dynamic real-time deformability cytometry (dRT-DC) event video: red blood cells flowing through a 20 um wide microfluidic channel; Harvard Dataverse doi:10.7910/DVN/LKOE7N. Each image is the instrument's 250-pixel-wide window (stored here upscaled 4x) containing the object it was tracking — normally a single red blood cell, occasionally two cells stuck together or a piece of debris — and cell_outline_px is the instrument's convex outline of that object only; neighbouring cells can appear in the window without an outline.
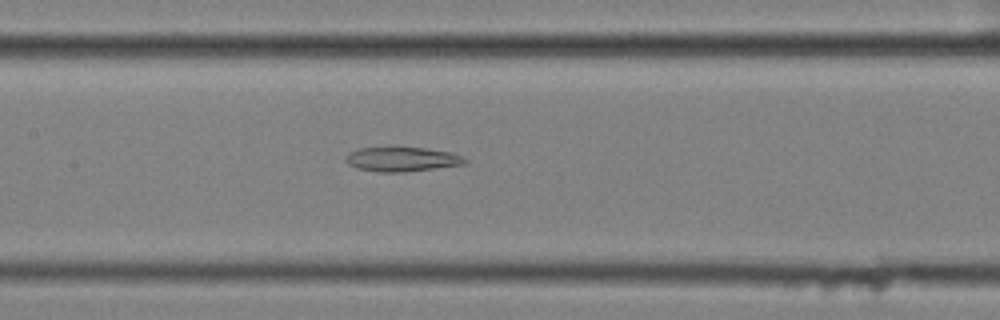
{"species": "common noctule bat (a hibernating species)", "species_latin": "Nyctalus noctula", "temperature_condition": "cold", "stored_images_in_passage": 47, "camera_frame_rate_fps": 3000, "um_per_image_px": 0.085, "animal": {"sex": "female", "body_mass_g": 25.1}, "frame": {"image": 1, "passage_image": 16, "time_ms": 5.0, "image_size_px": [1000, 320], "cell_outline_px": [[468, 160], [464, 164], [408, 172], [376, 172], [356, 168], [348, 164], [344, 160], [344, 156], [348, 152], [360, 148], [388, 144], [424, 148], [448, 152], [460, 156]], "centroid_in_image_um": [34.04, 13.5], "position_along_channel_um": 173.4, "area_um2": 17.8}}
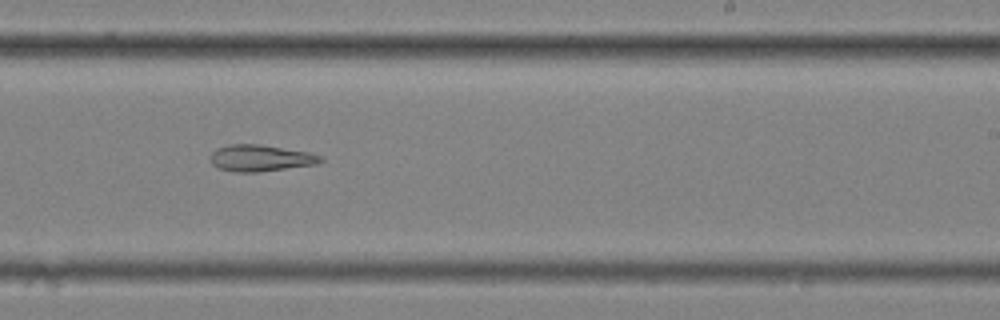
{"frame": {"image": 2, "passage_image": 24, "time_ms": 7.667, "image_size_px": [1000, 320], "cell_outline_px": [[324, 160], [316, 164], [260, 172], [236, 172], [216, 168], [212, 164], [212, 152], [216, 148], [228, 144], [260, 144], [308, 152], [320, 156]], "centroid_in_image_um": [22.12, 13.44], "position_along_channel_um": 266.9, "area_um2": 16.99}}
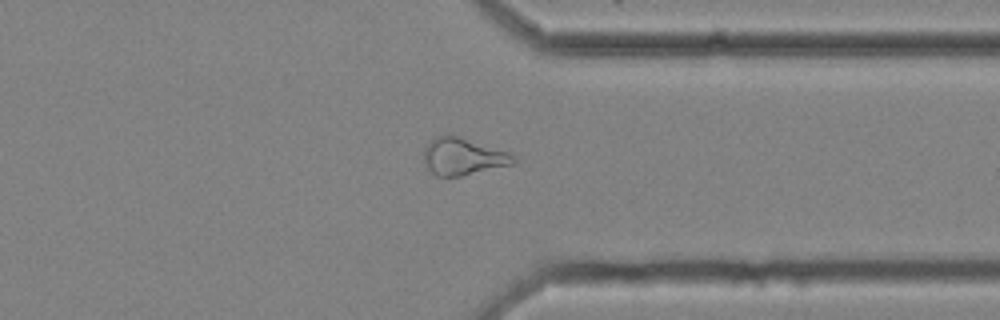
{"frame": {"image": 3, "passage_image": 33, "time_ms": 10.667, "image_size_px": [1000, 320], "cell_outline_px": [[520, 160], [516, 164], [460, 176], [436, 176], [424, 164], [424, 148], [436, 136], [448, 132], [512, 152]], "centroid_in_image_um": [39.44, 13.27], "position_along_channel_um": 372.0, "area_um2": 20.11}}